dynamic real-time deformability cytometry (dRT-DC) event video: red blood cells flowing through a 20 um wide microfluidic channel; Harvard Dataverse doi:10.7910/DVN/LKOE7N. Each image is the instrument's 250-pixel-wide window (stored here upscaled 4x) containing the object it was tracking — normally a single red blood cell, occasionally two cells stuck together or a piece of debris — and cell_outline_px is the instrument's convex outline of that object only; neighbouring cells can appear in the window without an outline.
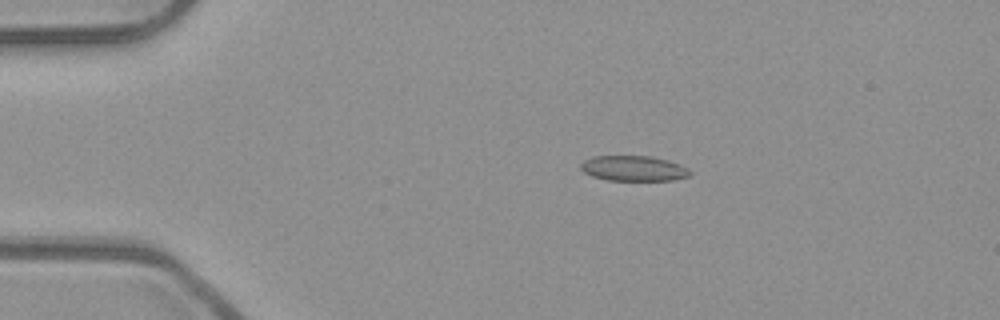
{"species": "common noctule bat (a hibernating species)", "species_latin": "Nyctalus noctula", "temperature_condition": "room temperature", "stored_images_in_passage": 53, "camera_frame_rate_fps": 3000, "um_per_image_px": 0.085, "animal": {"sex": "male", "body_mass_g": 23.1, "forearm_length_mm": 52.7}, "frame": {"image": 1, "passage_image": 11, "time_ms": 3.333, "image_size_px": [1000, 320], "cell_outline_px": [[692, 172], [688, 176], [672, 180], [608, 180], [592, 176], [584, 172], [580, 168], [580, 164], [584, 160], [592, 156], [652, 156], [668, 160], [680, 164], [688, 168]], "centroid_in_image_um": [53.85, 14.3], "position_along_channel_um": 31.1, "area_um2": 16.13}}
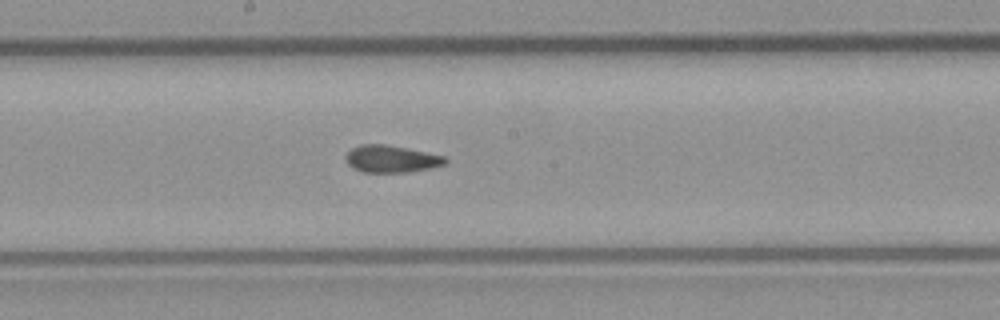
{"frame": {"image": 2, "passage_image": 29, "time_ms": 9.333, "image_size_px": [1000, 320], "cell_outline_px": [[448, 164], [432, 168], [408, 172], [364, 172], [352, 168], [348, 164], [344, 156], [352, 148], [360, 144], [384, 144], [444, 156], [448, 160]], "centroid_in_image_um": [33.26, 13.52], "position_along_channel_um": 214.9, "area_um2": 15.72}}
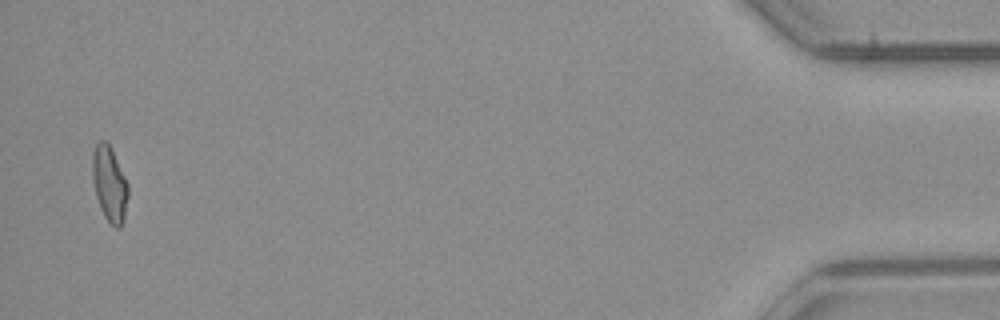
{"frame": {"image": 3, "passage_image": 52, "time_ms": 17.0, "image_size_px": [1000, 320], "cell_outline_px": [[128, 196], [124, 220], [120, 228], [116, 228], [104, 216], [100, 208], [96, 196], [92, 180], [92, 152], [96, 144], [100, 140], [104, 140], [108, 144], [128, 184]], "centroid_in_image_um": [9.29, 15.66], "position_along_channel_um": 425.9, "area_um2": 15.49}, "authors_computed_cell_mechanics": {"area_um2": 16.0684, "velocity_mm_per_s": 3.9431, "shape_relaxation_time_tau1_ms": null, "shape_relaxation_time_tau2_ms": 1.9498, "deformation_change_tau1": null, "deformation_change_tau2": 0.0681}}